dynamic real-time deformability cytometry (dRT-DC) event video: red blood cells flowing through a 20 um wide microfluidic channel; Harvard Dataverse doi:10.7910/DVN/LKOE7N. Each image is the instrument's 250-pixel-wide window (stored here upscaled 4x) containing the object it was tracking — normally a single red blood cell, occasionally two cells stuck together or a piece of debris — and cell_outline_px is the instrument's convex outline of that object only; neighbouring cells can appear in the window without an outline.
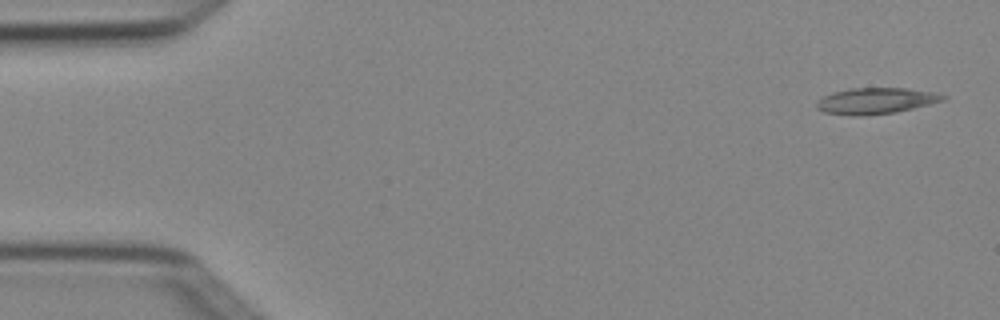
{"species": "Egyptian fruit bat (a non-hibernating species)", "species_latin": "Rousettus aegyptiacus", "temperature_condition": "cold", "stored_images_in_passage": 5, "camera_frame_rate_fps": 3000, "um_per_image_px": 0.085, "animal": {"sex": "female"}, "frame": {"image": 1, "passage_image": 1, "time_ms": 0.0, "image_size_px": [1000, 320], "cell_outline_px": [[948, 96], [944, 100], [896, 112], [860, 116], [852, 116], [824, 112], [816, 108], [816, 100], [832, 92], [852, 88], [904, 88], [932, 92]], "centroid_in_image_um": [74.39, 8.57], "position_along_channel_um": 10.6, "area_um2": 19.13}}
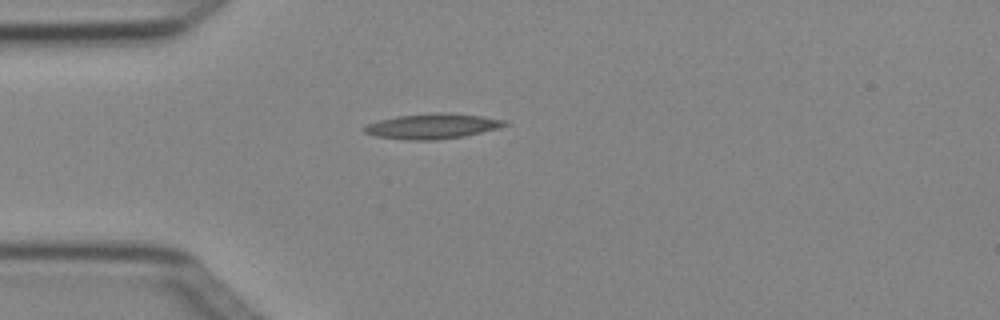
{"frame": {"image": 2, "passage_image": 4, "time_ms": 1.0, "image_size_px": [1000, 320], "cell_outline_px": [[508, 124], [496, 128], [464, 136], [436, 140], [408, 140], [376, 136], [364, 132], [360, 128], [368, 124], [380, 120], [396, 116], [436, 112], [452, 112], [508, 120]], "centroid_in_image_um": [36.73, 10.71], "position_along_channel_um": 48.3, "area_um2": 20.63}}